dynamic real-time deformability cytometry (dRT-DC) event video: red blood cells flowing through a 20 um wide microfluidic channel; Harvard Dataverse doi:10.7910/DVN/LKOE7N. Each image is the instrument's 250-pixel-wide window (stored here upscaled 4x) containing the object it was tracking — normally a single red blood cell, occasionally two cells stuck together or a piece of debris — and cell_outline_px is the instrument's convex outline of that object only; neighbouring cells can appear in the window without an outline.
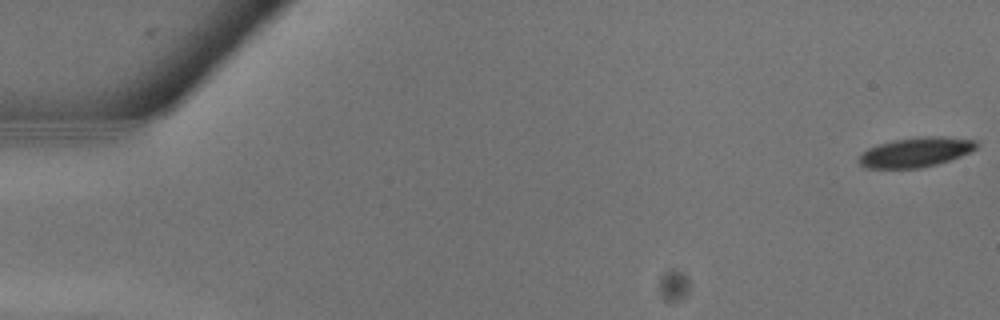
{"species": "common noctule bat (a hibernating species)", "species_latin": "Nyctalus noctula", "temperature_condition": "warm", "stored_images_in_passage": 19, "camera_frame_rate_fps": 3000, "um_per_image_px": 0.085, "animal": {"sex": "male", "body_mass_g": 13.3}, "frame": {"image": 1, "passage_image": 1, "time_ms": 0.0, "image_size_px": [1000, 320], "cell_outline_px": [[980, 144], [976, 148], [960, 156], [936, 164], [920, 168], [864, 168], [856, 160], [868, 148], [880, 144], [896, 140], [920, 136], [944, 136], [976, 140]], "centroid_in_image_um": [77.84, 12.93], "position_along_channel_um": 7.2, "area_um2": 20.23}}
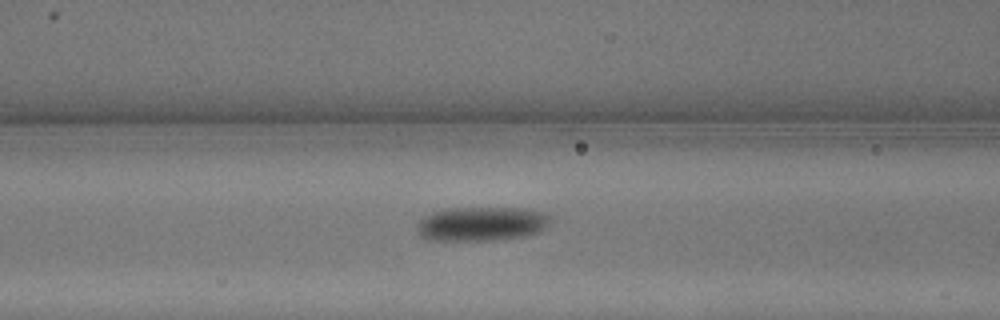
{"frame": {"image": 2, "passage_image": 12, "time_ms": 3.667, "image_size_px": [1000, 320], "cell_outline_px": [[552, 216], [548, 224], [540, 232], [524, 236], [492, 240], [428, 240], [420, 236], [416, 232], [416, 224], [424, 216], [432, 212], [444, 208], [520, 208], [544, 212]], "centroid_in_image_um": [40.9, 19.02], "position_along_channel_um": 125.7, "area_um2": 26.82}}
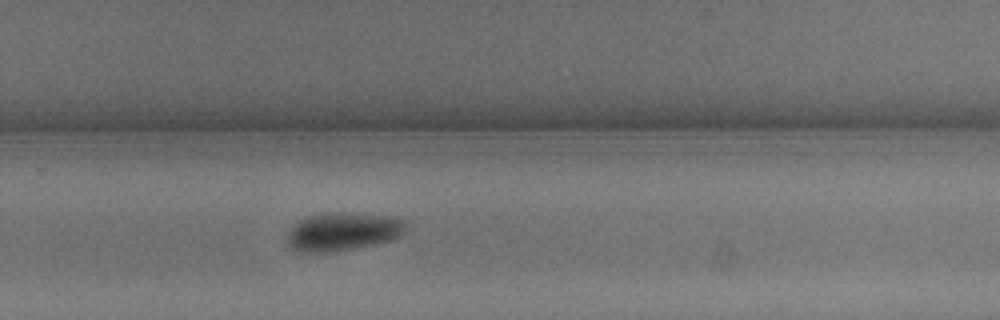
{"frame": {"image": 3, "passage_image": 19, "time_ms": 6.0, "image_size_px": [1000, 320], "cell_outline_px": [[408, 224], [400, 236], [396, 240], [336, 252], [292, 252], [288, 248], [288, 232], [300, 220], [308, 216], [332, 212], [340, 212], [388, 216], [408, 220]], "centroid_in_image_um": [29.17, 19.71], "position_along_channel_um": 300.6, "area_um2": 26.88}}